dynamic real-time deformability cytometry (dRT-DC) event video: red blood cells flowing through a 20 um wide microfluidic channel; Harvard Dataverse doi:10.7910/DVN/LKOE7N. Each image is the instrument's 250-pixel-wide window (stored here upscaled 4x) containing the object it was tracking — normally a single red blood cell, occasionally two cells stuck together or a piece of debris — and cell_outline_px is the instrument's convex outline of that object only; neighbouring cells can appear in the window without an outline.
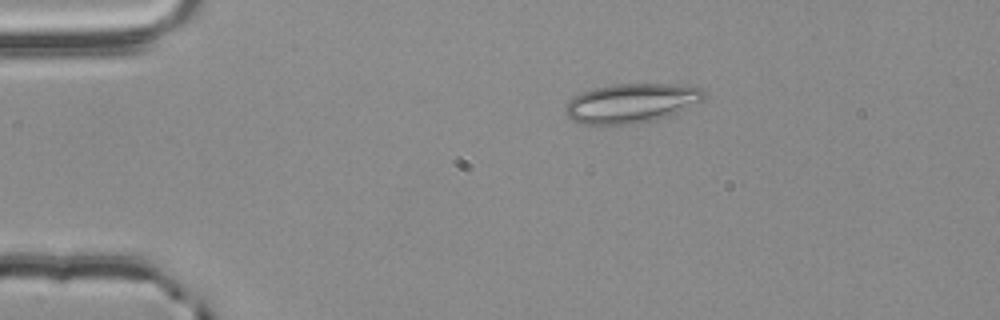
{"species": "common noctule bat (a hibernating species)", "species_latin": "Nyctalus noctula", "temperature_condition": "room temperature", "stored_images_in_passage": 47, "camera_frame_rate_fps": 3000, "um_per_image_px": 0.085, "animal": {"sex": "male", "body_mass_g": 20.4}, "frame": {"image": 1, "passage_image": 3, "time_ms": 0.667, "image_size_px": [1000, 320], "cell_outline_px": [[704, 100], [668, 116], [656, 120], [636, 124], [596, 128], [580, 124], [572, 120], [564, 112], [564, 108], [568, 100], [572, 96], [580, 92], [592, 88], [612, 84], [696, 84], [704, 92]], "centroid_in_image_um": [53.59, 8.8], "position_along_channel_um": 31.4, "area_um2": 33.12}}
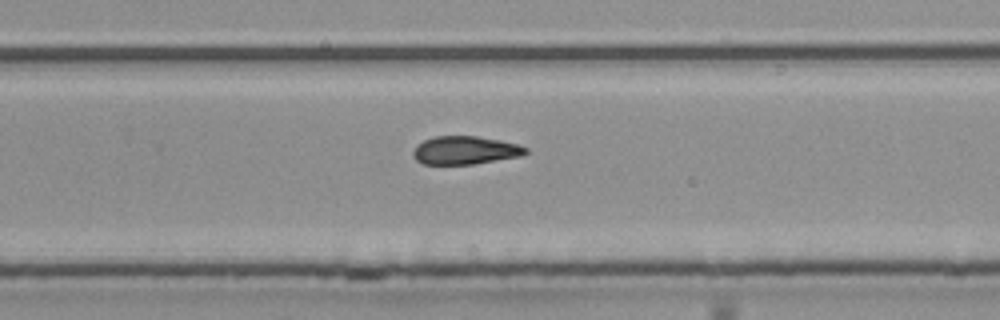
{"frame": {"image": 2, "passage_image": 28, "time_ms": 9.0, "image_size_px": [1000, 320], "cell_outline_px": [[528, 152], [524, 156], [476, 164], [424, 164], [416, 160], [412, 156], [412, 152], [416, 144], [424, 140], [436, 136], [476, 136], [500, 140], [516, 144], [528, 148]], "centroid_in_image_um": [39.55, 12.78], "position_along_channel_um": 290.3, "area_um2": 18.73}}
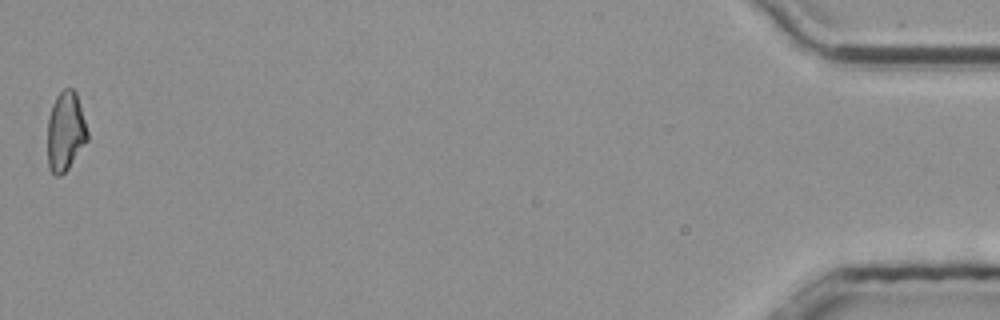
{"frame": {"image": 3, "passage_image": 47, "time_ms": 15.333, "image_size_px": [1000, 320], "cell_outline_px": [[88, 140], [68, 168], [60, 176], [56, 176], [52, 172], [48, 164], [48, 120], [52, 104], [56, 96], [64, 88], [72, 88], [76, 92], [88, 132]], "centroid_in_image_um": [5.57, 11.16], "position_along_channel_um": 429.6, "area_um2": 18.32}, "authors_computed_cell_mechanics": {"area_um2": 19.363, "velocity_mm_per_s": 3.7841, "shape_relaxation_time_tau1_ms": null, "shape_relaxation_time_tau2_ms": 4.2461, "deformation_change_tau1": null, "deformation_change_tau2": 0.1208}}